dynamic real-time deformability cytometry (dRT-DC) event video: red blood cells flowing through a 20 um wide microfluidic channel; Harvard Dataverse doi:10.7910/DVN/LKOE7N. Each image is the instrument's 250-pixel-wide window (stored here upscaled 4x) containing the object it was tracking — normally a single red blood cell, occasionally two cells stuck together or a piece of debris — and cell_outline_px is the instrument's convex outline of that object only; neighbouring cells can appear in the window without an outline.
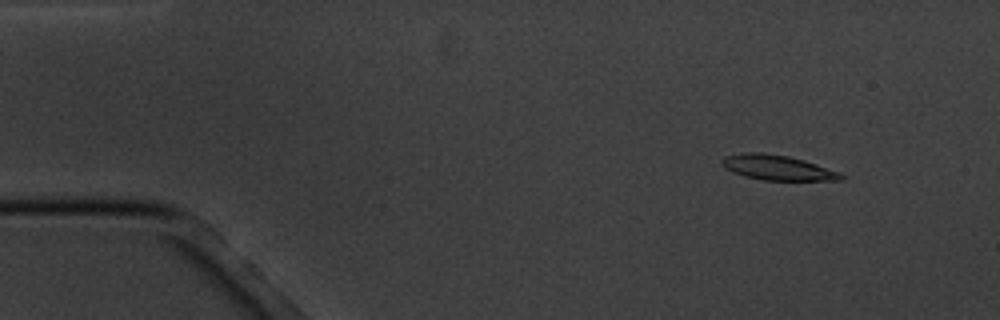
{"species": "common noctule bat (a hibernating species)", "species_latin": "Nyctalus noctula", "temperature_condition": "cold", "stored_images_in_passage": 6, "camera_frame_rate_fps": 3000, "um_per_image_px": 0.085, "animal": {"sex": "male", "body_mass_g": 20.1, "forearm_length_mm": 53.5}, "frame": {"image": 1, "passage_image": 2, "time_ms": 1.0, "image_size_px": [1000, 320], "cell_outline_px": [[844, 180], [764, 180], [744, 176], [732, 172], [724, 168], [720, 164], [720, 160], [724, 156], [744, 152], [760, 152], [788, 156], [804, 160], [840, 172], [844, 176]], "centroid_in_image_um": [66.04, 14.24], "position_along_channel_um": 19.0, "area_um2": 17.46}}
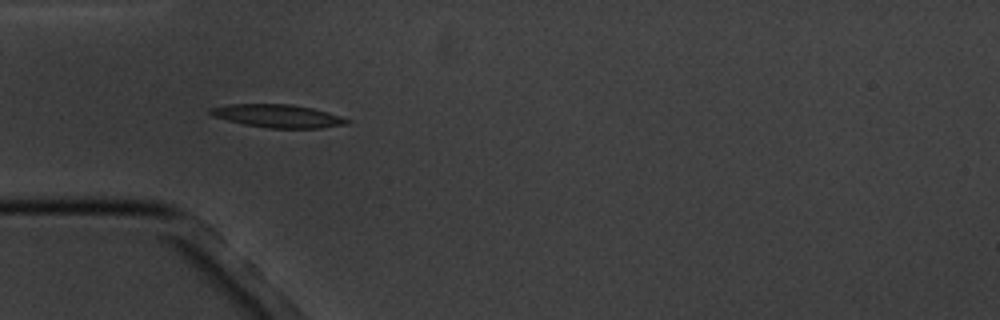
{"frame": {"image": 2, "passage_image": 5, "time_ms": 4.667, "image_size_px": [1000, 320], "cell_outline_px": [[352, 120], [348, 124], [320, 128], [268, 128], [244, 124], [212, 116], [208, 112], [208, 108], [228, 104], [292, 104], [312, 108], [328, 112]], "centroid_in_image_um": [23.61, 9.85], "position_along_channel_um": 61.4, "area_um2": 18.44}}
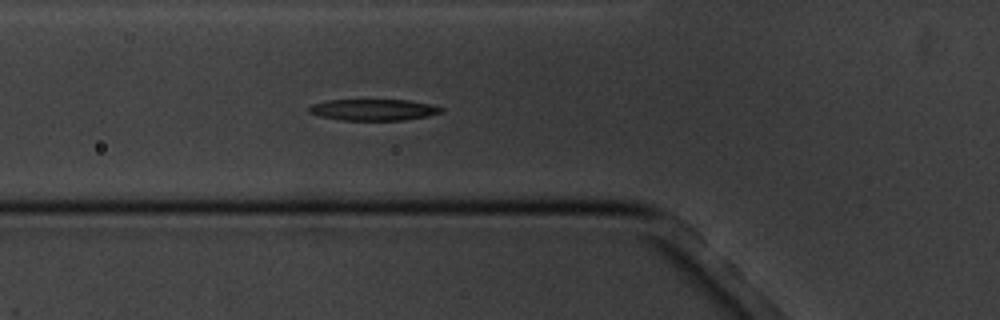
{"frame": {"image": 3, "passage_image": 6, "time_ms": 5.667, "image_size_px": [1000, 320], "cell_outline_px": [[444, 112], [428, 116], [404, 120], [340, 120], [320, 116], [308, 112], [308, 108], [312, 104], [328, 100], [408, 100], [428, 104], [444, 108]], "centroid_in_image_um": [31.75, 9.33], "position_along_channel_um": 94.1, "area_um2": 16.42}}